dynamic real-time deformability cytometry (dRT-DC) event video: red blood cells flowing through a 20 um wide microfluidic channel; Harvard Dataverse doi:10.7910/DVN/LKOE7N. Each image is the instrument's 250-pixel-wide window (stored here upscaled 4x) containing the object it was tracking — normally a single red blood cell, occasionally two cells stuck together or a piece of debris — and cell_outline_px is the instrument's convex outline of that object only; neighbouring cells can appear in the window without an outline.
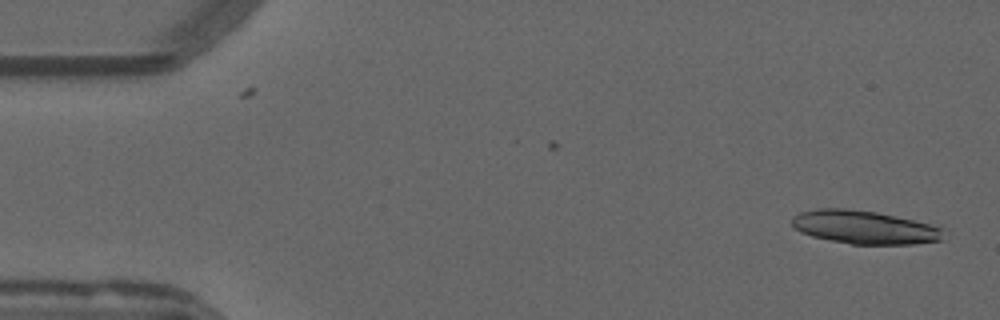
{"species": "common noctule bat (a hibernating species)", "species_latin": "Nyctalus noctula", "temperature_condition": "warm", "stored_images_in_passage": 53, "camera_frame_rate_fps": 3000, "um_per_image_px": 0.085, "animal": {"sex": "male", "forearm_length_mm": 52.5}, "frame": {"image": 1, "passage_image": 2, "time_ms": 0.333, "image_size_px": [1000, 320], "cell_outline_px": [[948, 228], [944, 240], [912, 244], [852, 244], [812, 236], [800, 232], [792, 224], [792, 216], [800, 212], [816, 208], [844, 208], [876, 212], [940, 224]], "centroid_in_image_um": [73.63, 19.31], "position_along_channel_um": 11.4, "area_um2": 30.17}}
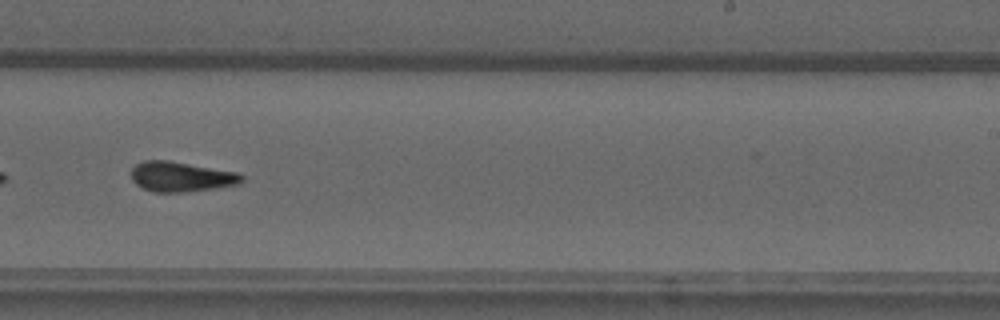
{"frame": {"image": 2, "passage_image": 33, "time_ms": 10.667, "image_size_px": [1000, 320], "cell_outline_px": [[244, 180], [240, 184], [216, 188], [188, 192], [152, 192], [136, 184], [132, 180], [132, 168], [136, 164], [144, 160], [168, 160], [236, 172], [244, 176]], "centroid_in_image_um": [15.41, 15.02], "position_along_channel_um": 273.6, "area_um2": 19.36}}
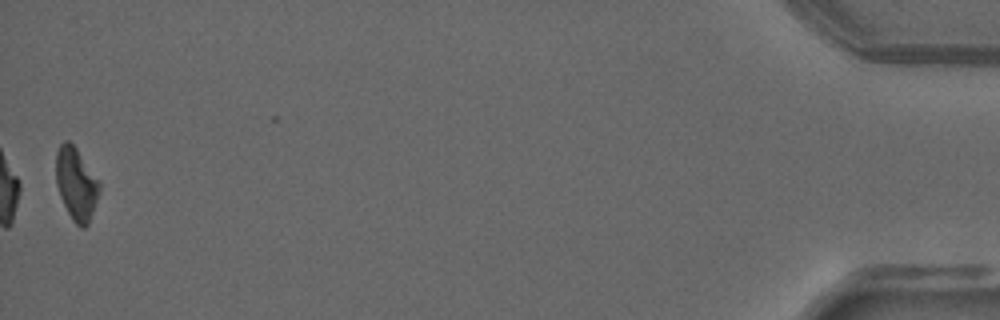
{"frame": {"image": 3, "passage_image": 53, "time_ms": 17.333, "image_size_px": [1000, 320], "cell_outline_px": [[100, 188], [88, 224], [84, 228], [80, 228], [72, 220], [60, 196], [56, 184], [56, 152], [60, 144], [64, 140], [68, 140], [76, 148], [100, 180]], "centroid_in_image_um": [6.47, 15.61], "position_along_channel_um": 428.7, "area_um2": 18.26}, "authors_computed_cell_mechanics": {"area_um2": 18.9584, "velocity_mm_per_s": 3.8088, "shape_relaxation_time_tau1_ms": 9.4497, "shape_relaxation_time_tau2_ms": 2.344, "deformation_change_tau1": 0.236, "deformation_change_tau2": 0.093}}